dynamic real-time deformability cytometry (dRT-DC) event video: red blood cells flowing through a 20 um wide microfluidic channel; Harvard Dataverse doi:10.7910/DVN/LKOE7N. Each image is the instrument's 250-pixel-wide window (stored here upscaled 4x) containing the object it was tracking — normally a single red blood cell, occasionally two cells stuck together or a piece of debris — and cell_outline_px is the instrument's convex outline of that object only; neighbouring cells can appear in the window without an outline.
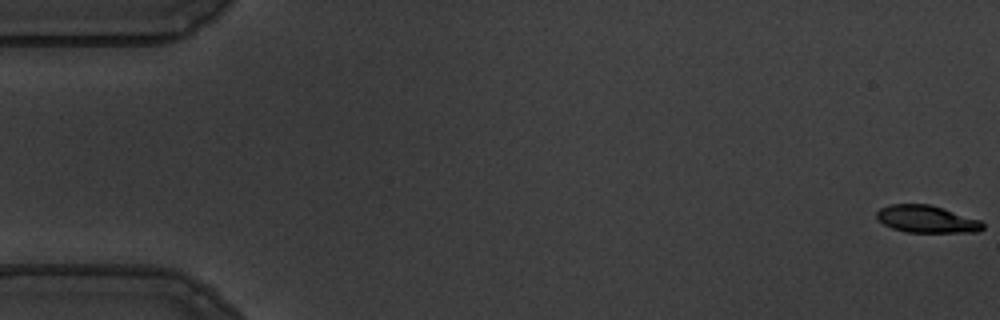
{"species": "common noctule bat (a hibernating species)", "species_latin": "Nyctalus noctula", "temperature_condition": "warm", "stored_images_in_passage": 56, "camera_frame_rate_fps": 3000, "um_per_image_px": 0.085, "animal": {"sex": "male", "body_mass_g": 19.5, "forearm_length_mm": 54.6}, "frame": {"image": 1, "passage_image": 1, "time_ms": 0.0, "image_size_px": [1000, 320], "cell_outline_px": [[984, 228], [980, 232], [904, 232], [892, 228], [876, 220], [876, 212], [880, 208], [888, 204], [928, 204], [980, 220], [984, 224]], "centroid_in_image_um": [78.73, 18.63], "position_along_channel_um": 6.3, "area_um2": 16.88}}
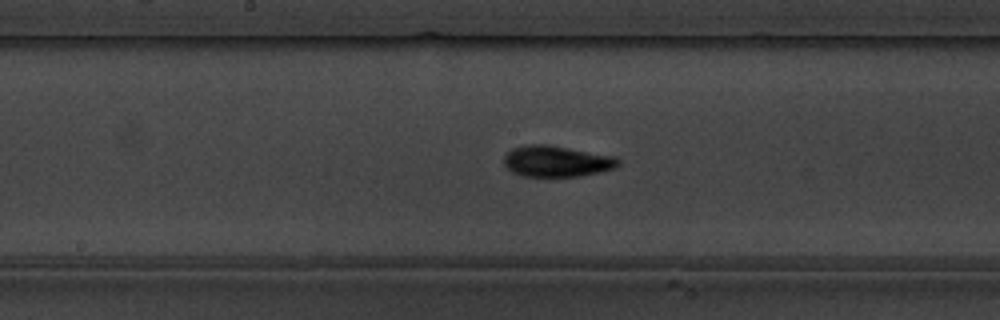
{"frame": {"image": 2, "passage_image": 29, "time_ms": 9.333, "image_size_px": [1000, 320], "cell_outline_px": [[620, 164], [616, 168], [600, 172], [580, 176], [520, 176], [512, 172], [504, 164], [504, 156], [512, 148], [528, 144], [548, 144], [616, 156], [620, 160]], "centroid_in_image_um": [47.34, 13.7], "position_along_channel_um": 200.9, "area_um2": 20.92}}
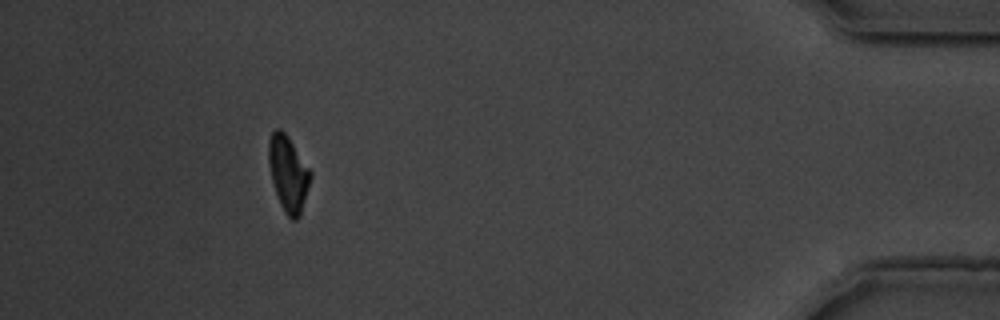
{"frame": {"image": 3, "passage_image": 51, "time_ms": 16.667, "image_size_px": [1000, 320], "cell_outline_px": [[312, 176], [300, 216], [296, 220], [292, 220], [284, 212], [280, 204], [272, 180], [268, 164], [268, 140], [272, 132], [276, 128], [280, 128], [288, 136], [312, 172]], "centroid_in_image_um": [24.5, 14.74], "position_along_channel_um": 410.7, "area_um2": 18.5}, "authors_computed_cell_mechanics": {"area_um2": 18.6694, "velocity_mm_per_s": 3.6673, "shape_relaxation_time_tau1_ms": 3.1463, "shape_relaxation_time_tau2_ms": 1.7449, "deformation_change_tau1": 0.1471, "deformation_change_tau2": 0.0712}}